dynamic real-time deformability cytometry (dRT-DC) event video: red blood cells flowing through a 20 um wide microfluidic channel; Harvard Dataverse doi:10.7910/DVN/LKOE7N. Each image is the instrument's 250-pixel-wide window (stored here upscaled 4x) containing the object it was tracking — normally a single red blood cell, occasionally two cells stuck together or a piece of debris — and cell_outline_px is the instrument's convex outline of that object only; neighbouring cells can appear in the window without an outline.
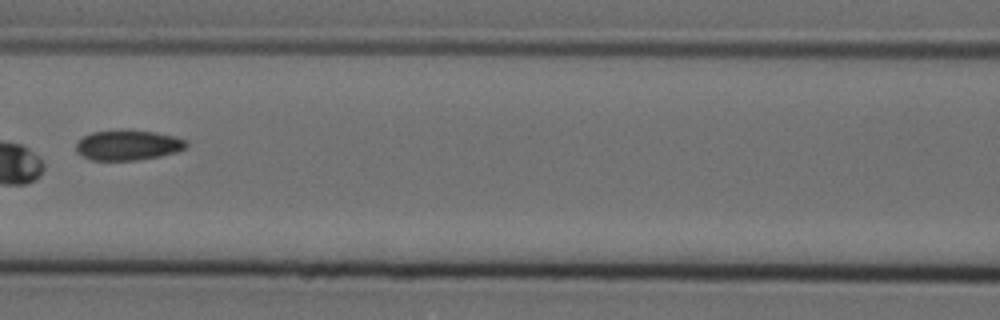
{"species": "Egyptian fruit bat (a non-hibernating species)", "species_latin": "Rousettus aegyptiacus", "temperature_condition": "cold", "stored_images_in_passage": 9, "camera_frame_rate_fps": 3000, "um_per_image_px": 0.085, "animal": {"sex": "female"}, "frame": {"image": 1, "passage_image": 6, "time_ms": 1.667, "image_size_px": [1000, 320], "cell_outline_px": [[188, 144], [184, 148], [176, 152], [160, 156], [136, 160], [92, 160], [80, 156], [76, 152], [76, 144], [84, 136], [92, 132], [120, 128], [124, 128], [156, 132], [176, 136], [184, 140]], "centroid_in_image_um": [10.85, 12.31], "position_along_channel_um": 155.8, "area_um2": 19.77}}